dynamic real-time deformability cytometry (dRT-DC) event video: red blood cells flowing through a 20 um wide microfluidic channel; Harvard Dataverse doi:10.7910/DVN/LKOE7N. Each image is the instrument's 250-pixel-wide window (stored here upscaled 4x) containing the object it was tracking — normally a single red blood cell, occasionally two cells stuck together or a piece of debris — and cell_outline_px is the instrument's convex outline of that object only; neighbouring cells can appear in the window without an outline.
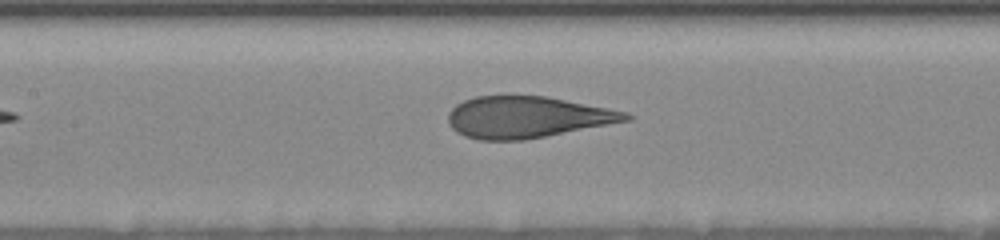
{"species": "human", "species_latin": "Homo sapiens", "temperature_condition": "room temperature", "stored_images_in_passage": 16, "segment_of_instrument_passage": [2, 2], "camera_frame_rate_fps": 3000, "um_per_image_px": 0.085, "donor": {"sex": "female"}, "frame": {"image": 1, "passage_image": 16, "time_ms": 8.0, "image_size_px": [1000, 240], "cell_outline_px": [[632, 120], [524, 140], [480, 140], [464, 136], [456, 132], [448, 124], [448, 112], [456, 104], [464, 100], [476, 96], [544, 96], [628, 112], [632, 116]], "centroid_in_image_um": [44.77, 9.96], "position_along_channel_um": 162.6, "area_um2": 42.83}}